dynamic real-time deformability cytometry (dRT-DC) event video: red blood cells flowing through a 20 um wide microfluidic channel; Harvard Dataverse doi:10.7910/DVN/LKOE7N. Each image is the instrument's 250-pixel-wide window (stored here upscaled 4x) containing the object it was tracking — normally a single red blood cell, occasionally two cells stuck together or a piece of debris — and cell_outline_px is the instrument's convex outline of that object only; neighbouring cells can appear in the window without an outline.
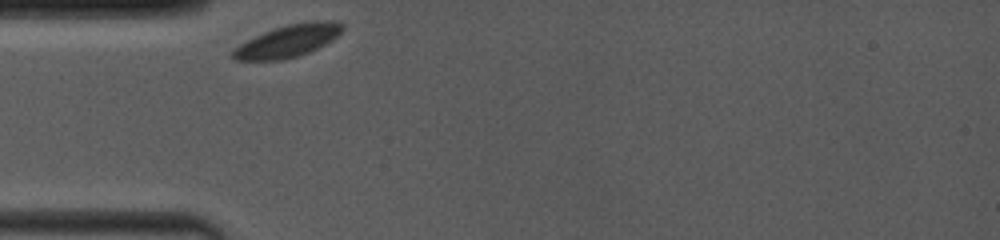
{"species": "common noctule bat (a hibernating species)", "species_latin": "Nyctalus noctula", "temperature_condition": "room temperature", "stored_images_in_passage": 7, "camera_frame_rate_fps": 4000, "um_per_image_px": 0.085, "animal": {"sex": "female", "body_mass_g": 19.0, "forearm_length_mm": 53.3}, "frame": {"image": 1, "passage_image": 1, "time_ms": 0.0, "image_size_px": [1000, 240], "cell_outline_px": [[344, 28], [332, 40], [308, 52], [284, 60], [232, 60], [232, 48], [272, 28], [288, 24], [312, 20], [328, 20], [344, 24]], "centroid_in_image_um": [24.46, 3.47], "position_along_channel_um": 60.5, "area_um2": 20.52}}
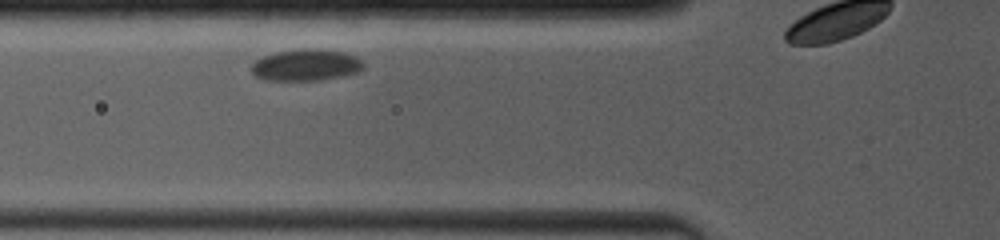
{"frame": {"image": 2, "passage_image": 4, "time_ms": 1.25, "image_size_px": [1000, 240], "cell_outline_px": [[364, 68], [360, 72], [320, 80], [268, 80], [256, 76], [252, 72], [252, 64], [256, 60], [264, 56], [276, 52], [300, 48], [320, 48], [344, 52], [356, 56], [364, 64]], "centroid_in_image_um": [26.05, 5.51], "position_along_channel_um": 99.8, "area_um2": 20.69}}